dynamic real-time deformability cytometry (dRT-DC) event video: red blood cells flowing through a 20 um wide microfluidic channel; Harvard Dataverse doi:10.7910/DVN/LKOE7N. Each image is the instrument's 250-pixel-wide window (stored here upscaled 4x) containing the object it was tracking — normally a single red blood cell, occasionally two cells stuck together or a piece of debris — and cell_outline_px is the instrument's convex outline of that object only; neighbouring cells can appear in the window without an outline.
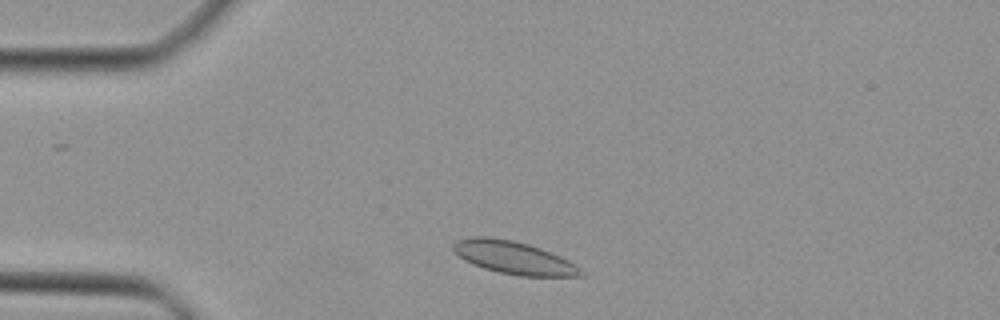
{"species": "Egyptian fruit bat (a non-hibernating species)", "species_latin": "Rousettus aegyptiacus", "temperature_condition": "cold", "stored_images_in_passage": 37, "camera_frame_rate_fps": 3000, "um_per_image_px": 0.085, "animal": {"sex": "female"}, "frame": {"image": 1, "passage_image": 4, "time_ms": 1.0, "image_size_px": [1000, 320], "cell_outline_px": [[584, 276], [520, 276], [500, 272], [484, 268], [472, 264], [464, 260], [452, 248], [452, 244], [456, 240], [472, 236], [488, 236], [512, 240], [528, 244], [540, 248], [560, 256], [568, 260], [580, 268], [584, 272]], "centroid_in_image_um": [43.65, 21.89], "position_along_channel_um": 41.3, "area_um2": 24.28}}
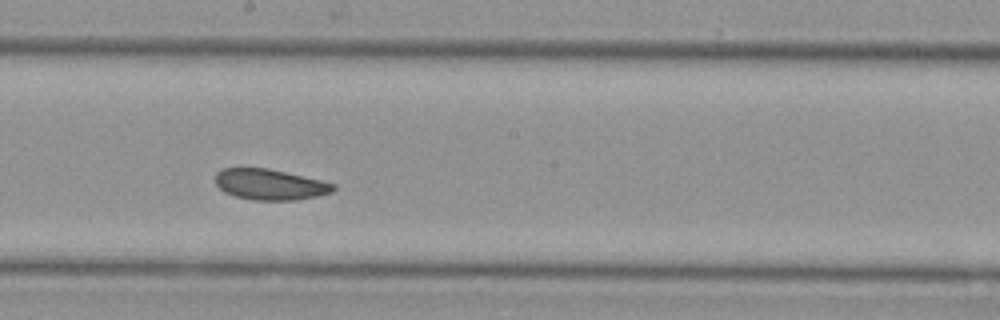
{"frame": {"image": 2, "passage_image": 19, "time_ms": 6.0, "image_size_px": [1000, 320], "cell_outline_px": [[336, 188], [332, 192], [316, 196], [296, 200], [252, 200], [236, 196], [224, 192], [216, 184], [216, 172], [224, 168], [268, 168], [320, 180], [336, 184]], "centroid_in_image_um": [22.95, 15.68], "position_along_channel_um": 225.3, "area_um2": 21.04}}
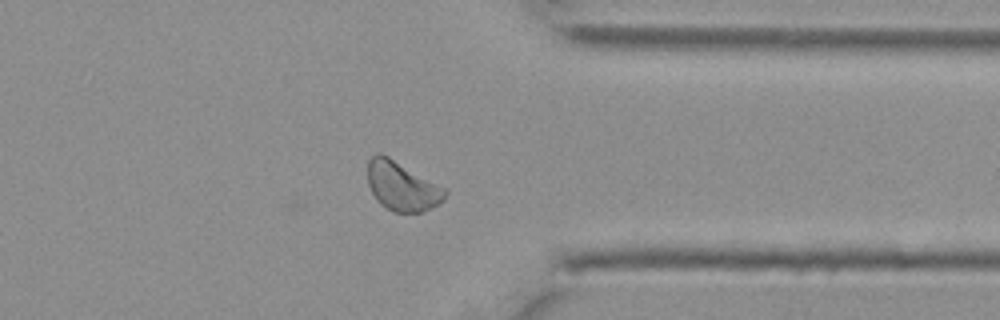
{"frame": {"image": 3, "passage_image": 30, "time_ms": 9.667, "image_size_px": [1000, 320], "cell_outline_px": [[448, 192], [444, 200], [440, 204], [420, 212], [392, 212], [380, 204], [376, 200], [368, 184], [368, 160], [376, 152], [380, 152], [388, 156], [448, 188]], "centroid_in_image_um": [34.2, 15.82], "position_along_channel_um": 377.2, "area_um2": 22.54}}